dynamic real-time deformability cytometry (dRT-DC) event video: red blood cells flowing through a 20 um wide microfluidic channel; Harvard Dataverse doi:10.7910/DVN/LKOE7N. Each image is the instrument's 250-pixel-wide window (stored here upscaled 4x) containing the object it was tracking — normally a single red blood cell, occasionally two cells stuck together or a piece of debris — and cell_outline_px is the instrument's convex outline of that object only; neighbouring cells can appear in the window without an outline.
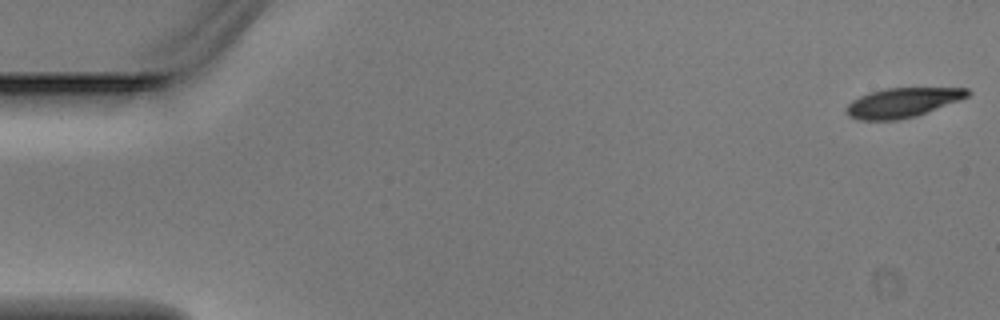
{"species": "Egyptian fruit bat (a non-hibernating species)", "species_latin": "Rousettus aegyptiacus", "temperature_condition": "warm", "stored_images_in_passage": 4, "camera_frame_rate_fps": 3000, "um_per_image_px": 0.085, "animal": {"sex": "male"}, "frame": {"image": 1, "passage_image": 4, "time_ms": 1.0, "image_size_px": [1000, 320], "cell_outline_px": [[972, 92], [968, 96], [960, 100], [916, 116], [896, 120], [856, 120], [848, 116], [844, 112], [844, 108], [852, 100], [868, 92], [884, 88], [968, 88]], "centroid_in_image_um": [76.66, 8.72], "position_along_channel_um": 8.3, "area_um2": 21.04}}